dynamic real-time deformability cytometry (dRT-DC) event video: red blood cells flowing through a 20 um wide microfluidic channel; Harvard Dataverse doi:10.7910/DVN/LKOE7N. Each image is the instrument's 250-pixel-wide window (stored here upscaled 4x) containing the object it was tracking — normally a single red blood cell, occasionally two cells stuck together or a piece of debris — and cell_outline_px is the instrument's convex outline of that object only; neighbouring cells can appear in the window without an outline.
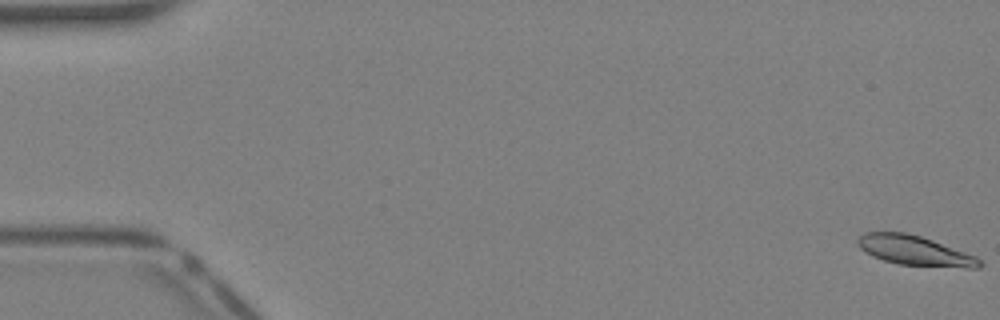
{"species": "Egyptian fruit bat (a non-hibernating species)", "species_latin": "Rousettus aegyptiacus", "temperature_condition": "warm", "stored_images_in_passage": 41, "camera_frame_rate_fps": 3000, "um_per_image_px": 0.085, "animal": {"sex": "female"}, "frame": {"image": 1, "passage_image": 1, "time_ms": 0.0, "image_size_px": [1000, 320], "cell_outline_px": [[984, 264], [980, 268], [968, 268], [900, 264], [884, 260], [872, 256], [864, 252], [856, 244], [856, 240], [864, 232], [904, 232], [920, 236], [932, 240], [976, 256]], "centroid_in_image_um": [77.74, 21.3], "position_along_channel_um": 7.3, "area_um2": 21.04}}
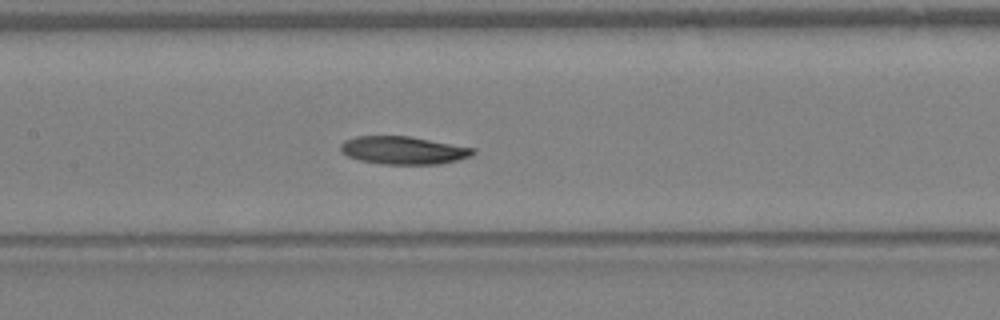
{"frame": {"image": 2, "passage_image": 20, "time_ms": 6.333, "image_size_px": [1000, 320], "cell_outline_px": [[476, 152], [468, 156], [456, 160], [436, 164], [380, 164], [360, 160], [348, 156], [340, 152], [340, 144], [344, 140], [356, 136], [408, 136], [476, 148]], "centroid_in_image_um": [34.24, 12.77], "position_along_channel_um": 173.2, "area_um2": 21.44}}
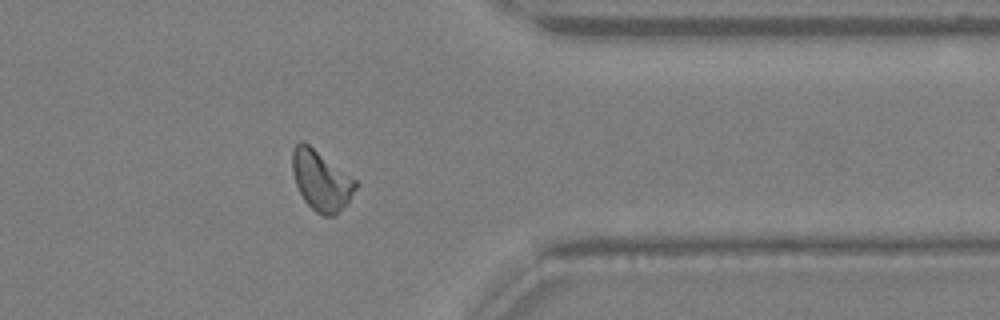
{"frame": {"image": 3, "passage_image": 33, "time_ms": 10.667, "image_size_px": [1000, 320], "cell_outline_px": [[360, 184], [348, 204], [336, 216], [324, 216], [316, 212], [304, 200], [296, 184], [292, 172], [292, 152], [296, 144], [300, 140], [304, 140], [356, 180]], "centroid_in_image_um": [27.32, 15.36], "position_along_channel_um": 384.1, "area_um2": 22.43}}